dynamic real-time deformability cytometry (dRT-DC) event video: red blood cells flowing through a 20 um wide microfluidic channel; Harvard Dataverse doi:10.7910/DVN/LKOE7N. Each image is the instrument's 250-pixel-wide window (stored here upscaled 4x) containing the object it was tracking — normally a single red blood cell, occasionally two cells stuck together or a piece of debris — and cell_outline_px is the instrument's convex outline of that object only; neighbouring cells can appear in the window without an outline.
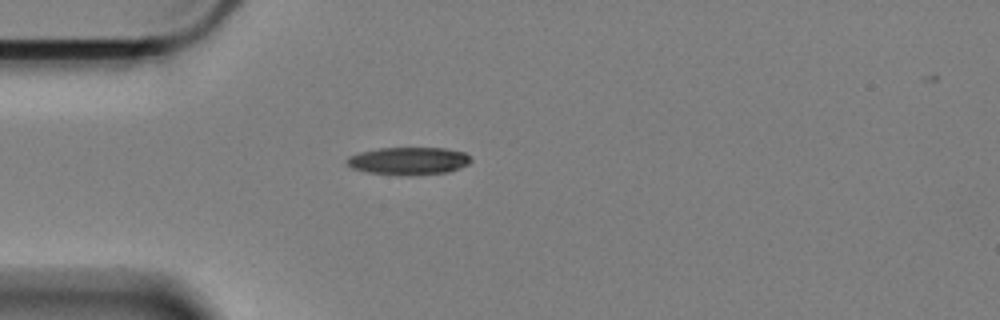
{"species": "Egyptian fruit bat (a non-hibernating species)", "species_latin": "Rousettus aegyptiacus", "temperature_condition": "cold", "stored_images_in_passage": 44, "camera_frame_rate_fps": 3000, "um_per_image_px": 0.085, "animal": {"sex": "female"}, "frame": {"image": 1, "passage_image": 1, "time_ms": 0.0, "image_size_px": [1000, 320], "cell_outline_px": [[472, 160], [468, 164], [460, 168], [448, 172], [412, 176], [396, 176], [368, 172], [352, 168], [348, 164], [348, 156], [360, 152], [380, 148], [444, 148], [464, 152]], "centroid_in_image_um": [34.74, 13.69], "position_along_channel_um": 50.3, "area_um2": 20.11}}
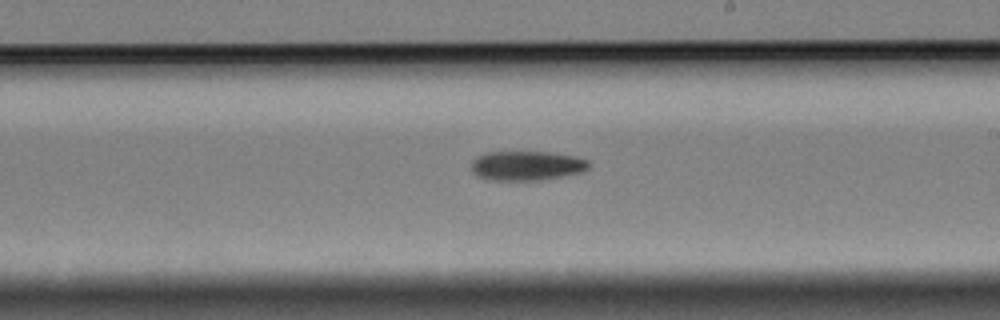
{"frame": {"image": 2, "passage_image": 19, "time_ms": 6.0, "image_size_px": [1000, 320], "cell_outline_px": [[588, 168], [580, 172], [540, 180], [488, 180], [476, 176], [472, 172], [472, 160], [476, 156], [484, 152], [548, 152], [576, 156], [588, 160]], "centroid_in_image_um": [44.7, 14.08], "position_along_channel_um": 244.3, "area_um2": 20.17}}
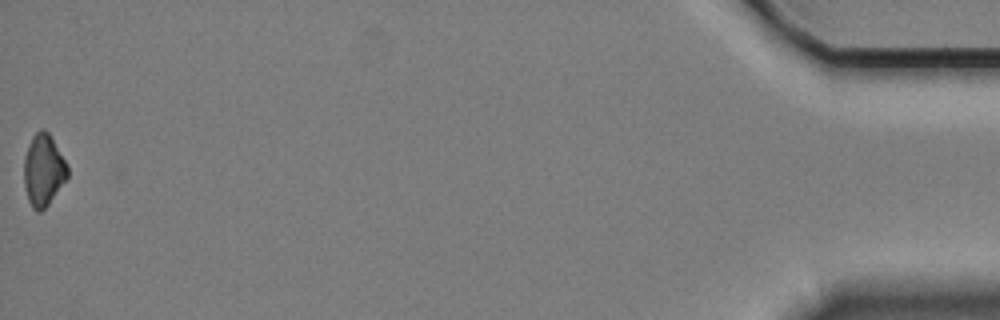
{"frame": {"image": 3, "passage_image": 44, "time_ms": 14.333, "image_size_px": [1000, 320], "cell_outline_px": [[68, 176], [48, 204], [40, 212], [36, 212], [32, 208], [28, 200], [24, 184], [24, 156], [28, 144], [32, 136], [40, 128], [44, 128], [48, 132], [68, 164]], "centroid_in_image_um": [3.68, 14.44], "position_along_channel_um": 431.5, "area_um2": 18.26}}